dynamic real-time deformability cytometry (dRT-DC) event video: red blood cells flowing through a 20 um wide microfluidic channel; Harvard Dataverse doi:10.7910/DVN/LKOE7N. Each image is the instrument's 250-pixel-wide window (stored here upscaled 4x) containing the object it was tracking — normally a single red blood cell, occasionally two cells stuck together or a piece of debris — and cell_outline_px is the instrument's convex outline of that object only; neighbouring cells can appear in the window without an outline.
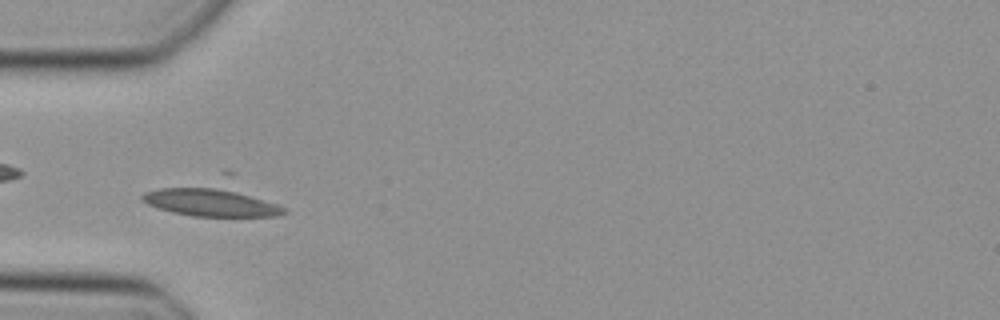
{"species": "Egyptian fruit bat (a non-hibernating species)", "species_latin": "Rousettus aegyptiacus", "temperature_condition": "cold", "stored_images_in_passage": 32, "camera_frame_rate_fps": 3000, "um_per_image_px": 0.085, "animal": {"sex": "female"}, "frame": {"image": 1, "passage_image": 8, "time_ms": 2.333, "image_size_px": [1000, 320], "cell_outline_px": [[288, 212], [276, 216], [192, 216], [172, 212], [148, 204], [140, 200], [140, 196], [144, 192], [160, 188], [228, 188], [276, 204], [284, 208]], "centroid_in_image_um": [17.88, 17.21], "position_along_channel_um": 67.1, "area_um2": 22.43}}
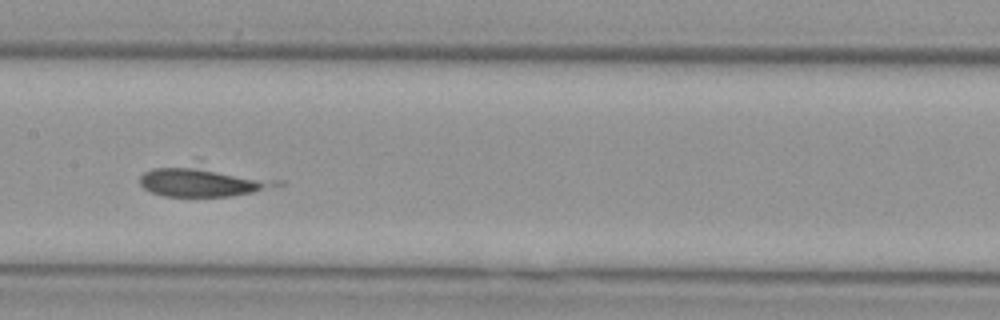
{"frame": {"image": 2, "passage_image": 17, "time_ms": 5.333, "image_size_px": [1000, 320], "cell_outline_px": [[284, 184], [252, 192], [232, 196], [164, 196], [152, 192], [144, 188], [140, 184], [140, 176], [144, 172], [152, 168], [196, 156], [280, 180]], "centroid_in_image_um": [17.29, 15.24], "position_along_channel_um": 190.1, "area_um2": 27.4}}
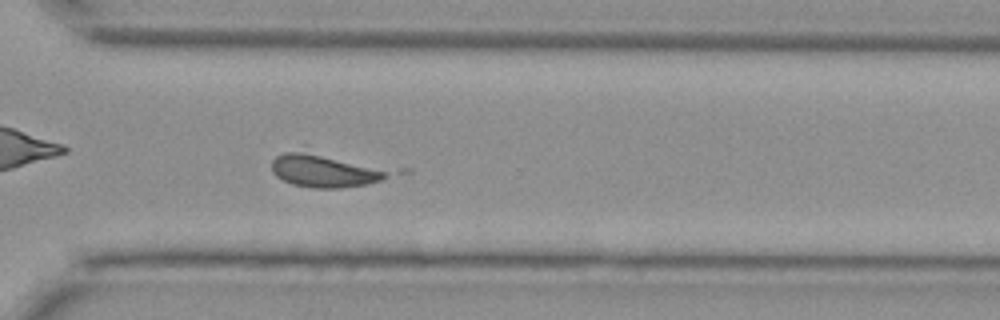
{"frame": {"image": 3, "passage_image": 28, "time_ms": 9.0, "image_size_px": [1000, 320], "cell_outline_px": [[412, 172], [364, 184], [340, 188], [312, 188], [292, 184], [276, 176], [272, 172], [272, 160], [276, 156], [284, 152], [300, 152], [412, 168]], "centroid_in_image_um": [28.09, 14.51], "position_along_channel_um": 342.5, "area_um2": 24.22}}